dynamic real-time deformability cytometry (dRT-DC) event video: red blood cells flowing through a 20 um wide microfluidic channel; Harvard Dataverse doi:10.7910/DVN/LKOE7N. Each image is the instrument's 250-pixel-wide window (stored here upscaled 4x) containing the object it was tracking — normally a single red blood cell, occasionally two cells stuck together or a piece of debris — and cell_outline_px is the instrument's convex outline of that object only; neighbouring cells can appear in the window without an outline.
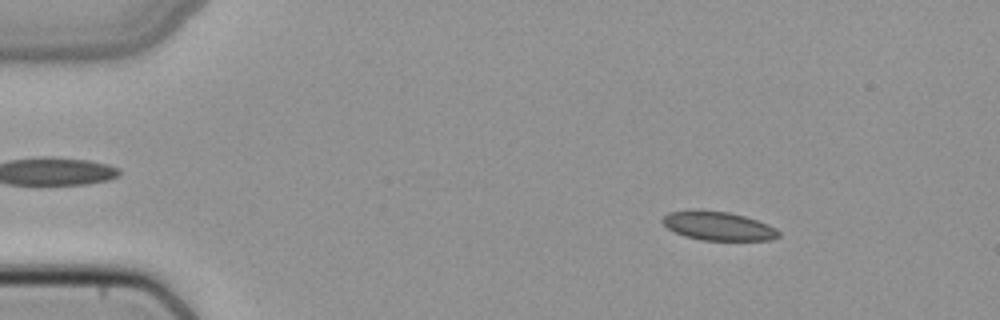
{"species": "common noctule bat (a hibernating species)", "species_latin": "Nyctalus noctula", "temperature_condition": "cold", "stored_images_in_passage": 50, "camera_frame_rate_fps": 3000, "um_per_image_px": 0.085, "animal": {"sex": "female", "body_mass_g": 22.7, "forearm_length_mm": 54.2}, "frame": {"image": 1, "passage_image": 7, "time_ms": 2.0, "image_size_px": [1000, 320], "cell_outline_px": [[780, 236], [772, 240], [700, 240], [684, 236], [668, 228], [660, 220], [668, 212], [692, 208], [700, 208], [728, 212], [744, 216], [768, 224], [776, 228], [780, 232]], "centroid_in_image_um": [61.01, 19.18], "position_along_channel_um": 24.0, "area_um2": 19.88}}
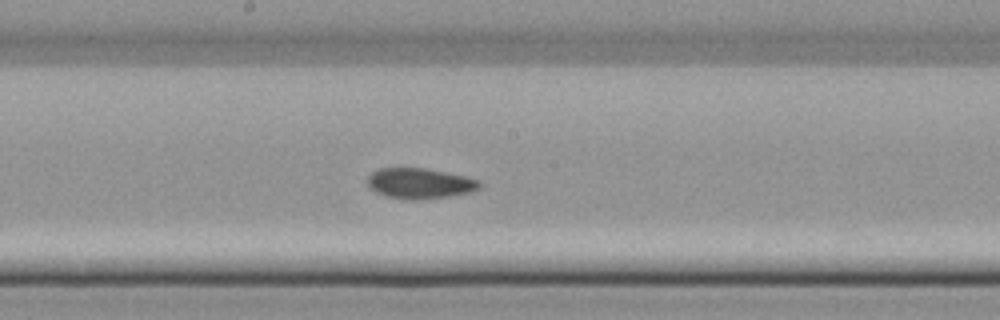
{"frame": {"image": 2, "passage_image": 27, "time_ms": 8.667, "image_size_px": [1000, 320], "cell_outline_px": [[480, 188], [472, 192], [448, 196], [416, 200], [412, 200], [388, 196], [376, 192], [368, 184], [368, 176], [372, 172], [380, 168], [424, 168], [464, 176], [480, 180]], "centroid_in_image_um": [35.7, 15.58], "position_along_channel_um": 212.5, "area_um2": 19.65}}
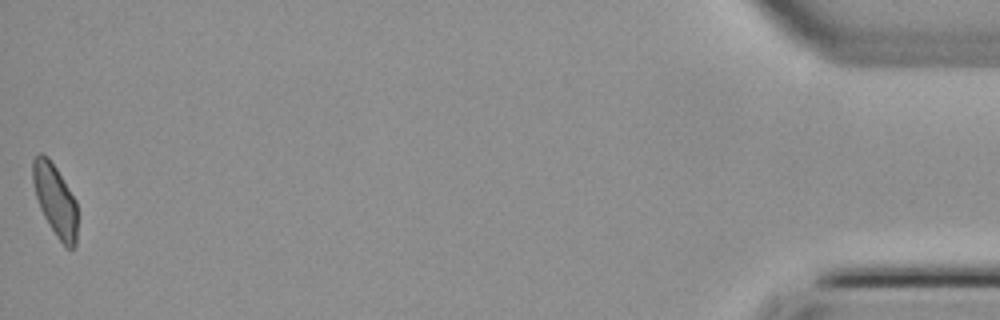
{"frame": {"image": 3, "passage_image": 50, "time_ms": 16.333, "image_size_px": [1000, 320], "cell_outline_px": [[76, 244], [72, 248], [64, 248], [56, 236], [44, 216], [40, 208], [36, 196], [32, 180], [32, 160], [40, 152], [48, 156], [56, 168], [76, 200]], "centroid_in_image_um": [4.67, 17.0], "position_along_channel_um": 430.5, "area_um2": 18.55}}